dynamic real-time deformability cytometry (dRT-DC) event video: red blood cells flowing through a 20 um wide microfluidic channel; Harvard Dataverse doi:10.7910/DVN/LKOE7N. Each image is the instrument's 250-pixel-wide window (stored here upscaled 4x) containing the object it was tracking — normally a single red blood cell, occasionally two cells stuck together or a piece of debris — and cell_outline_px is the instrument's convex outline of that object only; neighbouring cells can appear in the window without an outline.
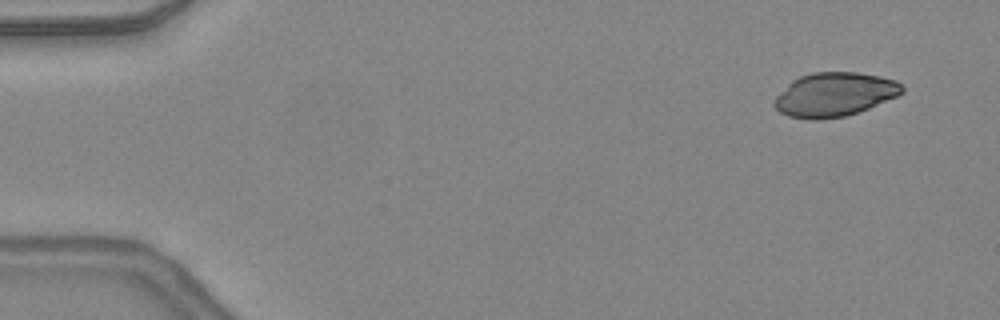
{"species": "common noctule bat (a hibernating species)", "species_latin": "Nyctalus noctula", "temperature_condition": "warm", "stored_images_in_passage": 46, "camera_frame_rate_fps": 3000, "um_per_image_px": 0.085, "animal": {"sex": "female", "body_mass_g": 24.6, "forearm_length_mm": 56.2}, "frame": {"image": 1, "passage_image": 3, "time_ms": 0.667, "image_size_px": [1000, 320], "cell_outline_px": [[904, 92], [896, 96], [868, 108], [844, 116], [820, 120], [808, 120], [788, 116], [780, 112], [772, 104], [776, 96], [792, 80], [800, 76], [812, 72], [856, 72], [880, 76], [896, 80], [904, 84]], "centroid_in_image_um": [70.92, 8.03], "position_along_channel_um": 14.1, "area_um2": 32.77}}